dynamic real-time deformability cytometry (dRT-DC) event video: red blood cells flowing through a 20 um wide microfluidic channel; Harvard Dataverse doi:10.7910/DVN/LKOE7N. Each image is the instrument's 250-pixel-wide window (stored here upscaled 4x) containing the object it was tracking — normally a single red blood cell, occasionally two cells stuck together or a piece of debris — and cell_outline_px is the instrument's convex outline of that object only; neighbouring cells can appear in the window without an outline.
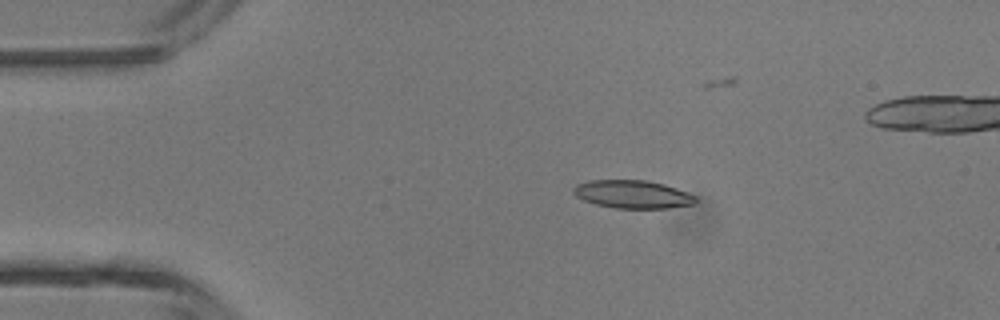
{"species": "common noctule bat (a hibernating species)", "species_latin": "Nyctalus noctula", "temperature_condition": "room temperature", "stored_images_in_passage": 30, "camera_frame_rate_fps": 3000, "um_per_image_px": 0.085, "animal": {"sex": "male", "body_mass_g": 13.3}, "frame": {"image": 1, "passage_image": 2, "time_ms": 0.333, "image_size_px": [1000, 320], "cell_outline_px": [[696, 200], [692, 204], [668, 208], [616, 208], [596, 204], [584, 200], [576, 196], [572, 192], [572, 188], [576, 184], [588, 180], [648, 180], [664, 184], [688, 192], [696, 196]], "centroid_in_image_um": [53.75, 16.5], "position_along_channel_um": 31.3, "area_um2": 20.0}}
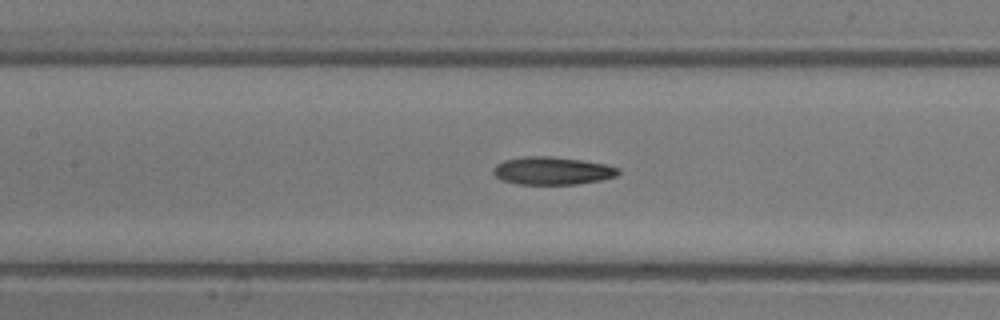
{"frame": {"image": 2, "passage_image": 14, "time_ms": 4.333, "image_size_px": [1000, 320], "cell_outline_px": [[620, 172], [616, 176], [600, 180], [576, 184], [516, 184], [500, 180], [492, 172], [492, 168], [496, 164], [504, 160], [524, 156], [552, 156], [580, 160], [604, 164], [620, 168]], "centroid_in_image_um": [46.9, 14.51], "position_along_channel_um": 160.5, "area_um2": 20.35}}
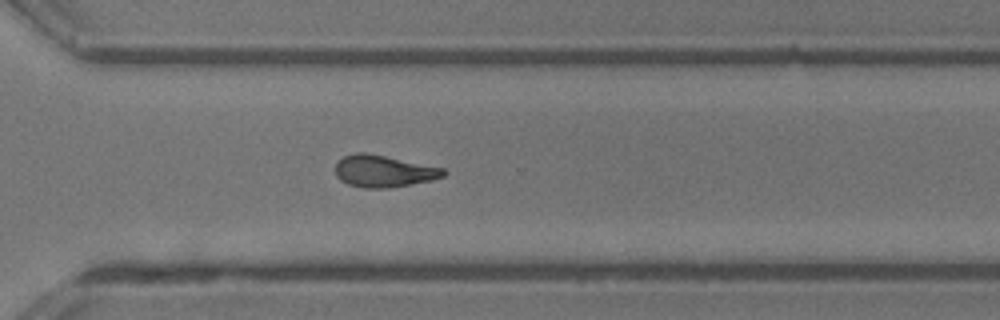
{"frame": {"image": 3, "passage_image": 26, "time_ms": 8.333, "image_size_px": [1000, 320], "cell_outline_px": [[448, 172], [444, 176], [428, 180], [388, 188], [364, 188], [348, 184], [340, 180], [336, 176], [336, 164], [344, 156], [356, 152], [364, 152], [444, 168]], "centroid_in_image_um": [32.58, 14.55], "position_along_channel_um": 338.0, "area_um2": 19.77}}